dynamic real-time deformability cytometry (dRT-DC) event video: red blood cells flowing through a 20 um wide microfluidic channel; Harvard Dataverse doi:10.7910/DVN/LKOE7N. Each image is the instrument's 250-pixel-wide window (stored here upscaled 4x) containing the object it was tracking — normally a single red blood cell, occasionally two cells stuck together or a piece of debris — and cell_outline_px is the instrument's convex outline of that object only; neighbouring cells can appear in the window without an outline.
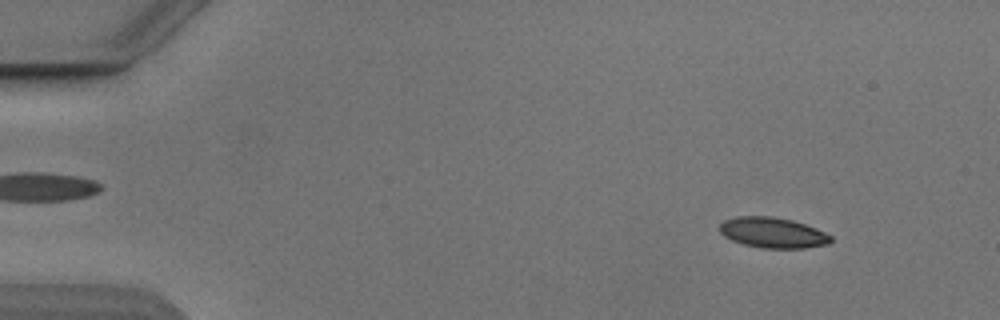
{"species": "Egyptian fruit bat (a non-hibernating species)", "species_latin": "Rousettus aegyptiacus", "temperature_condition": "cold", "stored_images_in_passage": 53, "camera_frame_rate_fps": 3000, "um_per_image_px": 0.085, "animal": {"sex": "male"}, "frame": {"image": 1, "passage_image": 6, "time_ms": 1.667, "image_size_px": [1000, 320], "cell_outline_px": [[832, 240], [828, 244], [804, 248], [760, 248], [744, 244], [732, 240], [724, 236], [720, 232], [720, 224], [724, 220], [736, 216], [772, 216], [792, 220], [804, 224], [824, 232], [832, 236]], "centroid_in_image_um": [65.67, 19.77], "position_along_channel_um": 19.3, "area_um2": 19.71}}
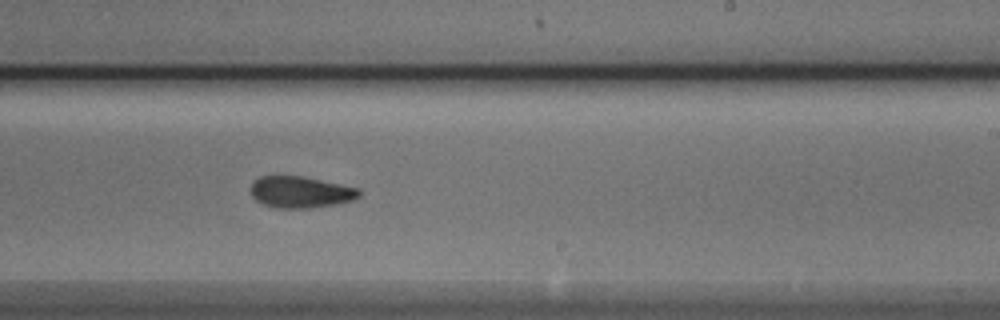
{"frame": {"image": 2, "passage_image": 33, "time_ms": 10.667, "image_size_px": [1000, 320], "cell_outline_px": [[360, 196], [352, 200], [332, 204], [308, 208], [276, 208], [264, 204], [256, 200], [252, 196], [252, 184], [260, 176], [300, 176], [360, 188]], "centroid_in_image_um": [25.55, 16.33], "position_along_channel_um": 263.5, "area_um2": 19.54}}
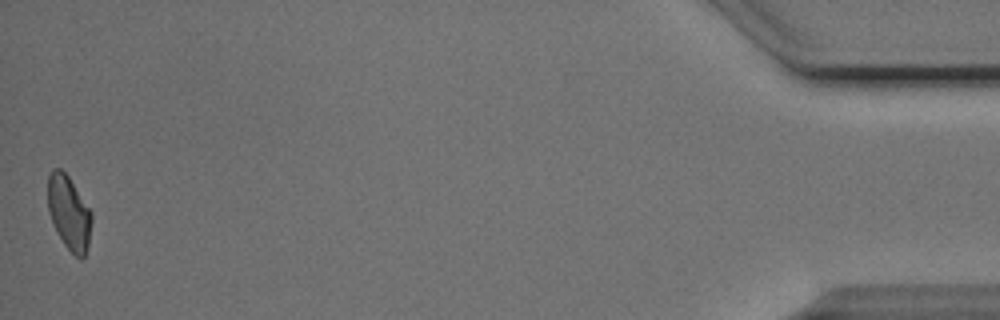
{"frame": {"image": 3, "passage_image": 53, "time_ms": 17.333, "image_size_px": [1000, 320], "cell_outline_px": [[92, 220], [88, 244], [84, 256], [80, 260], [64, 244], [56, 232], [48, 212], [48, 176], [56, 168], [60, 168], [68, 176], [92, 212]], "centroid_in_image_um": [5.86, 18.1], "position_along_channel_um": 429.3, "area_um2": 18.73}, "authors_computed_cell_mechanics": {"area_um2": 19.8254, "velocity_mm_per_s": 3.8668, "shape_relaxation_time_tau1_ms": 2.8452, "shape_relaxation_time_tau2_ms": 4.0668, "deformation_change_tau1": 0.0867, "deformation_change_tau2": 0.0941}}